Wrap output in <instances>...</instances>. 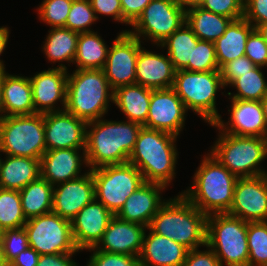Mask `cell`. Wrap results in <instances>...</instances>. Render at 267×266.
<instances>
[{
  "instance_id": "1",
  "label": "cell",
  "mask_w": 267,
  "mask_h": 266,
  "mask_svg": "<svg viewBox=\"0 0 267 266\" xmlns=\"http://www.w3.org/2000/svg\"><path fill=\"white\" fill-rule=\"evenodd\" d=\"M142 127L127 120L102 118L87 123L85 154L88 168L127 163Z\"/></svg>"
},
{
  "instance_id": "2",
  "label": "cell",
  "mask_w": 267,
  "mask_h": 266,
  "mask_svg": "<svg viewBox=\"0 0 267 266\" xmlns=\"http://www.w3.org/2000/svg\"><path fill=\"white\" fill-rule=\"evenodd\" d=\"M237 179L208 153L194 173L192 185L181 194L206 216L228 213Z\"/></svg>"
},
{
  "instance_id": "3",
  "label": "cell",
  "mask_w": 267,
  "mask_h": 266,
  "mask_svg": "<svg viewBox=\"0 0 267 266\" xmlns=\"http://www.w3.org/2000/svg\"><path fill=\"white\" fill-rule=\"evenodd\" d=\"M177 138L164 131L141 128L128 162L140 170L144 182L166 187L172 182L176 176Z\"/></svg>"
},
{
  "instance_id": "4",
  "label": "cell",
  "mask_w": 267,
  "mask_h": 266,
  "mask_svg": "<svg viewBox=\"0 0 267 266\" xmlns=\"http://www.w3.org/2000/svg\"><path fill=\"white\" fill-rule=\"evenodd\" d=\"M206 221L207 216L179 193L159 208L149 228L193 250L206 246Z\"/></svg>"
},
{
  "instance_id": "5",
  "label": "cell",
  "mask_w": 267,
  "mask_h": 266,
  "mask_svg": "<svg viewBox=\"0 0 267 266\" xmlns=\"http://www.w3.org/2000/svg\"><path fill=\"white\" fill-rule=\"evenodd\" d=\"M113 96L103 69H76L68 73L64 110L89 123L107 114Z\"/></svg>"
},
{
  "instance_id": "6",
  "label": "cell",
  "mask_w": 267,
  "mask_h": 266,
  "mask_svg": "<svg viewBox=\"0 0 267 266\" xmlns=\"http://www.w3.org/2000/svg\"><path fill=\"white\" fill-rule=\"evenodd\" d=\"M219 135L210 150L224 167L237 177L265 175L261 163L267 158V138L238 136L222 132L215 124Z\"/></svg>"
},
{
  "instance_id": "7",
  "label": "cell",
  "mask_w": 267,
  "mask_h": 266,
  "mask_svg": "<svg viewBox=\"0 0 267 266\" xmlns=\"http://www.w3.org/2000/svg\"><path fill=\"white\" fill-rule=\"evenodd\" d=\"M206 246L221 266H249L247 222L227 213L207 216Z\"/></svg>"
},
{
  "instance_id": "8",
  "label": "cell",
  "mask_w": 267,
  "mask_h": 266,
  "mask_svg": "<svg viewBox=\"0 0 267 266\" xmlns=\"http://www.w3.org/2000/svg\"><path fill=\"white\" fill-rule=\"evenodd\" d=\"M173 89L186 109L192 110L206 123L212 125L221 117L216 108V94L225 89L220 71H175Z\"/></svg>"
},
{
  "instance_id": "9",
  "label": "cell",
  "mask_w": 267,
  "mask_h": 266,
  "mask_svg": "<svg viewBox=\"0 0 267 266\" xmlns=\"http://www.w3.org/2000/svg\"><path fill=\"white\" fill-rule=\"evenodd\" d=\"M0 149L9 156L41 160L47 150L44 114L4 117L0 121Z\"/></svg>"
},
{
  "instance_id": "10",
  "label": "cell",
  "mask_w": 267,
  "mask_h": 266,
  "mask_svg": "<svg viewBox=\"0 0 267 266\" xmlns=\"http://www.w3.org/2000/svg\"><path fill=\"white\" fill-rule=\"evenodd\" d=\"M91 173L95 183V198L114 215L144 183L140 170L129 162L95 168Z\"/></svg>"
},
{
  "instance_id": "11",
  "label": "cell",
  "mask_w": 267,
  "mask_h": 266,
  "mask_svg": "<svg viewBox=\"0 0 267 266\" xmlns=\"http://www.w3.org/2000/svg\"><path fill=\"white\" fill-rule=\"evenodd\" d=\"M29 246L40 255L75 253L71 221L49 212L28 219L24 225Z\"/></svg>"
},
{
  "instance_id": "12",
  "label": "cell",
  "mask_w": 267,
  "mask_h": 266,
  "mask_svg": "<svg viewBox=\"0 0 267 266\" xmlns=\"http://www.w3.org/2000/svg\"><path fill=\"white\" fill-rule=\"evenodd\" d=\"M186 21V11L172 0H152L138 19L131 25L132 30H123L143 40H151L159 46ZM142 36V37H141Z\"/></svg>"
},
{
  "instance_id": "13",
  "label": "cell",
  "mask_w": 267,
  "mask_h": 266,
  "mask_svg": "<svg viewBox=\"0 0 267 266\" xmlns=\"http://www.w3.org/2000/svg\"><path fill=\"white\" fill-rule=\"evenodd\" d=\"M142 42L128 32H120L109 47L103 70L113 90L135 84L136 62Z\"/></svg>"
},
{
  "instance_id": "14",
  "label": "cell",
  "mask_w": 267,
  "mask_h": 266,
  "mask_svg": "<svg viewBox=\"0 0 267 266\" xmlns=\"http://www.w3.org/2000/svg\"><path fill=\"white\" fill-rule=\"evenodd\" d=\"M227 214L245 222L267 221V174L238 177Z\"/></svg>"
},
{
  "instance_id": "15",
  "label": "cell",
  "mask_w": 267,
  "mask_h": 266,
  "mask_svg": "<svg viewBox=\"0 0 267 266\" xmlns=\"http://www.w3.org/2000/svg\"><path fill=\"white\" fill-rule=\"evenodd\" d=\"M186 109L173 88L152 90L145 128L179 136L184 129Z\"/></svg>"
},
{
  "instance_id": "16",
  "label": "cell",
  "mask_w": 267,
  "mask_h": 266,
  "mask_svg": "<svg viewBox=\"0 0 267 266\" xmlns=\"http://www.w3.org/2000/svg\"><path fill=\"white\" fill-rule=\"evenodd\" d=\"M87 123L67 111L44 113L47 150L85 149Z\"/></svg>"
},
{
  "instance_id": "17",
  "label": "cell",
  "mask_w": 267,
  "mask_h": 266,
  "mask_svg": "<svg viewBox=\"0 0 267 266\" xmlns=\"http://www.w3.org/2000/svg\"><path fill=\"white\" fill-rule=\"evenodd\" d=\"M67 77L68 70L59 67L48 68L29 77L35 113L44 114L65 109ZM58 101L63 109L55 106Z\"/></svg>"
},
{
  "instance_id": "18",
  "label": "cell",
  "mask_w": 267,
  "mask_h": 266,
  "mask_svg": "<svg viewBox=\"0 0 267 266\" xmlns=\"http://www.w3.org/2000/svg\"><path fill=\"white\" fill-rule=\"evenodd\" d=\"M115 215L94 198L71 220L72 236L78 250L94 248Z\"/></svg>"
},
{
  "instance_id": "19",
  "label": "cell",
  "mask_w": 267,
  "mask_h": 266,
  "mask_svg": "<svg viewBox=\"0 0 267 266\" xmlns=\"http://www.w3.org/2000/svg\"><path fill=\"white\" fill-rule=\"evenodd\" d=\"M230 118L220 117L214 124L224 133L267 138V124L260 101L231 99Z\"/></svg>"
},
{
  "instance_id": "20",
  "label": "cell",
  "mask_w": 267,
  "mask_h": 266,
  "mask_svg": "<svg viewBox=\"0 0 267 266\" xmlns=\"http://www.w3.org/2000/svg\"><path fill=\"white\" fill-rule=\"evenodd\" d=\"M95 198V183L91 170L84 175L53 186L52 212L72 220Z\"/></svg>"
},
{
  "instance_id": "21",
  "label": "cell",
  "mask_w": 267,
  "mask_h": 266,
  "mask_svg": "<svg viewBox=\"0 0 267 266\" xmlns=\"http://www.w3.org/2000/svg\"><path fill=\"white\" fill-rule=\"evenodd\" d=\"M145 232L147 227L123 221L115 215L100 241L92 249L139 257Z\"/></svg>"
},
{
  "instance_id": "22",
  "label": "cell",
  "mask_w": 267,
  "mask_h": 266,
  "mask_svg": "<svg viewBox=\"0 0 267 266\" xmlns=\"http://www.w3.org/2000/svg\"><path fill=\"white\" fill-rule=\"evenodd\" d=\"M166 186L159 183L144 182L125 201L116 216L131 223L149 227L152 218L167 201L161 196Z\"/></svg>"
},
{
  "instance_id": "23",
  "label": "cell",
  "mask_w": 267,
  "mask_h": 266,
  "mask_svg": "<svg viewBox=\"0 0 267 266\" xmlns=\"http://www.w3.org/2000/svg\"><path fill=\"white\" fill-rule=\"evenodd\" d=\"M83 164L88 167L85 149L46 150L40 160L41 177L55 186L84 175Z\"/></svg>"
},
{
  "instance_id": "24",
  "label": "cell",
  "mask_w": 267,
  "mask_h": 266,
  "mask_svg": "<svg viewBox=\"0 0 267 266\" xmlns=\"http://www.w3.org/2000/svg\"><path fill=\"white\" fill-rule=\"evenodd\" d=\"M175 69L168 55L142 47L136 62L135 83L152 90L173 88Z\"/></svg>"
},
{
  "instance_id": "25",
  "label": "cell",
  "mask_w": 267,
  "mask_h": 266,
  "mask_svg": "<svg viewBox=\"0 0 267 266\" xmlns=\"http://www.w3.org/2000/svg\"><path fill=\"white\" fill-rule=\"evenodd\" d=\"M145 232L139 255L140 266H183L189 249L165 236Z\"/></svg>"
},
{
  "instance_id": "26",
  "label": "cell",
  "mask_w": 267,
  "mask_h": 266,
  "mask_svg": "<svg viewBox=\"0 0 267 266\" xmlns=\"http://www.w3.org/2000/svg\"><path fill=\"white\" fill-rule=\"evenodd\" d=\"M2 99L5 117L35 114L29 77L2 72Z\"/></svg>"
},
{
  "instance_id": "27",
  "label": "cell",
  "mask_w": 267,
  "mask_h": 266,
  "mask_svg": "<svg viewBox=\"0 0 267 266\" xmlns=\"http://www.w3.org/2000/svg\"><path fill=\"white\" fill-rule=\"evenodd\" d=\"M41 176L40 159L5 155L0 161V188L20 191Z\"/></svg>"
},
{
  "instance_id": "28",
  "label": "cell",
  "mask_w": 267,
  "mask_h": 266,
  "mask_svg": "<svg viewBox=\"0 0 267 266\" xmlns=\"http://www.w3.org/2000/svg\"><path fill=\"white\" fill-rule=\"evenodd\" d=\"M152 89L139 84L124 85L114 90L113 103L127 116V121L146 125Z\"/></svg>"
},
{
  "instance_id": "29",
  "label": "cell",
  "mask_w": 267,
  "mask_h": 266,
  "mask_svg": "<svg viewBox=\"0 0 267 266\" xmlns=\"http://www.w3.org/2000/svg\"><path fill=\"white\" fill-rule=\"evenodd\" d=\"M253 29L254 26L244 17L229 24L223 35L214 42L219 69L245 55L246 42Z\"/></svg>"
},
{
  "instance_id": "30",
  "label": "cell",
  "mask_w": 267,
  "mask_h": 266,
  "mask_svg": "<svg viewBox=\"0 0 267 266\" xmlns=\"http://www.w3.org/2000/svg\"><path fill=\"white\" fill-rule=\"evenodd\" d=\"M79 33L65 27L52 28L48 31L42 51L50 62L58 63L59 68L66 69L62 62H74Z\"/></svg>"
},
{
  "instance_id": "31",
  "label": "cell",
  "mask_w": 267,
  "mask_h": 266,
  "mask_svg": "<svg viewBox=\"0 0 267 266\" xmlns=\"http://www.w3.org/2000/svg\"><path fill=\"white\" fill-rule=\"evenodd\" d=\"M233 19L201 7L186 10V23L199 40L215 42L226 31Z\"/></svg>"
},
{
  "instance_id": "32",
  "label": "cell",
  "mask_w": 267,
  "mask_h": 266,
  "mask_svg": "<svg viewBox=\"0 0 267 266\" xmlns=\"http://www.w3.org/2000/svg\"><path fill=\"white\" fill-rule=\"evenodd\" d=\"M19 192L26 220L52 211L53 185L41 176Z\"/></svg>"
},
{
  "instance_id": "33",
  "label": "cell",
  "mask_w": 267,
  "mask_h": 266,
  "mask_svg": "<svg viewBox=\"0 0 267 266\" xmlns=\"http://www.w3.org/2000/svg\"><path fill=\"white\" fill-rule=\"evenodd\" d=\"M109 47L96 31L79 33L74 64L77 69H103Z\"/></svg>"
},
{
  "instance_id": "34",
  "label": "cell",
  "mask_w": 267,
  "mask_h": 266,
  "mask_svg": "<svg viewBox=\"0 0 267 266\" xmlns=\"http://www.w3.org/2000/svg\"><path fill=\"white\" fill-rule=\"evenodd\" d=\"M199 38L185 22L178 30H175L159 47L167 49V55L172 62L175 71H189L192 48L196 47Z\"/></svg>"
},
{
  "instance_id": "35",
  "label": "cell",
  "mask_w": 267,
  "mask_h": 266,
  "mask_svg": "<svg viewBox=\"0 0 267 266\" xmlns=\"http://www.w3.org/2000/svg\"><path fill=\"white\" fill-rule=\"evenodd\" d=\"M260 66L238 77L230 86L237 93L228 92L229 99L260 101L267 94V81Z\"/></svg>"
},
{
  "instance_id": "36",
  "label": "cell",
  "mask_w": 267,
  "mask_h": 266,
  "mask_svg": "<svg viewBox=\"0 0 267 266\" xmlns=\"http://www.w3.org/2000/svg\"><path fill=\"white\" fill-rule=\"evenodd\" d=\"M26 222L20 192L0 188V232L24 227Z\"/></svg>"
},
{
  "instance_id": "37",
  "label": "cell",
  "mask_w": 267,
  "mask_h": 266,
  "mask_svg": "<svg viewBox=\"0 0 267 266\" xmlns=\"http://www.w3.org/2000/svg\"><path fill=\"white\" fill-rule=\"evenodd\" d=\"M249 266H267V221L247 222Z\"/></svg>"
},
{
  "instance_id": "38",
  "label": "cell",
  "mask_w": 267,
  "mask_h": 266,
  "mask_svg": "<svg viewBox=\"0 0 267 266\" xmlns=\"http://www.w3.org/2000/svg\"><path fill=\"white\" fill-rule=\"evenodd\" d=\"M96 21L97 18L89 0H73L65 28L78 33L92 32L89 27Z\"/></svg>"
},
{
  "instance_id": "39",
  "label": "cell",
  "mask_w": 267,
  "mask_h": 266,
  "mask_svg": "<svg viewBox=\"0 0 267 266\" xmlns=\"http://www.w3.org/2000/svg\"><path fill=\"white\" fill-rule=\"evenodd\" d=\"M73 0H43L37 8L39 20L50 28L65 27Z\"/></svg>"
},
{
  "instance_id": "40",
  "label": "cell",
  "mask_w": 267,
  "mask_h": 266,
  "mask_svg": "<svg viewBox=\"0 0 267 266\" xmlns=\"http://www.w3.org/2000/svg\"><path fill=\"white\" fill-rule=\"evenodd\" d=\"M189 71H220L216 59L214 42L198 40L196 47L192 48L191 60H189Z\"/></svg>"
},
{
  "instance_id": "41",
  "label": "cell",
  "mask_w": 267,
  "mask_h": 266,
  "mask_svg": "<svg viewBox=\"0 0 267 266\" xmlns=\"http://www.w3.org/2000/svg\"><path fill=\"white\" fill-rule=\"evenodd\" d=\"M3 246V256L7 265L21 252L29 248V241L24 227L18 229H6L0 232Z\"/></svg>"
},
{
  "instance_id": "42",
  "label": "cell",
  "mask_w": 267,
  "mask_h": 266,
  "mask_svg": "<svg viewBox=\"0 0 267 266\" xmlns=\"http://www.w3.org/2000/svg\"><path fill=\"white\" fill-rule=\"evenodd\" d=\"M92 252L86 266H140L139 257L88 249Z\"/></svg>"
},
{
  "instance_id": "43",
  "label": "cell",
  "mask_w": 267,
  "mask_h": 266,
  "mask_svg": "<svg viewBox=\"0 0 267 266\" xmlns=\"http://www.w3.org/2000/svg\"><path fill=\"white\" fill-rule=\"evenodd\" d=\"M199 7L233 20L244 17V0H202Z\"/></svg>"
},
{
  "instance_id": "44",
  "label": "cell",
  "mask_w": 267,
  "mask_h": 266,
  "mask_svg": "<svg viewBox=\"0 0 267 266\" xmlns=\"http://www.w3.org/2000/svg\"><path fill=\"white\" fill-rule=\"evenodd\" d=\"M245 56L256 66L267 67V42L255 28L250 32L247 39Z\"/></svg>"
},
{
  "instance_id": "45",
  "label": "cell",
  "mask_w": 267,
  "mask_h": 266,
  "mask_svg": "<svg viewBox=\"0 0 267 266\" xmlns=\"http://www.w3.org/2000/svg\"><path fill=\"white\" fill-rule=\"evenodd\" d=\"M255 66L245 55L226 63L220 69L224 87L230 86L238 77L250 72Z\"/></svg>"
},
{
  "instance_id": "46",
  "label": "cell",
  "mask_w": 267,
  "mask_h": 266,
  "mask_svg": "<svg viewBox=\"0 0 267 266\" xmlns=\"http://www.w3.org/2000/svg\"><path fill=\"white\" fill-rule=\"evenodd\" d=\"M244 18L254 28L267 22V0H244Z\"/></svg>"
},
{
  "instance_id": "47",
  "label": "cell",
  "mask_w": 267,
  "mask_h": 266,
  "mask_svg": "<svg viewBox=\"0 0 267 266\" xmlns=\"http://www.w3.org/2000/svg\"><path fill=\"white\" fill-rule=\"evenodd\" d=\"M97 20L98 15L113 17L115 22L123 23V13L120 0H89Z\"/></svg>"
},
{
  "instance_id": "48",
  "label": "cell",
  "mask_w": 267,
  "mask_h": 266,
  "mask_svg": "<svg viewBox=\"0 0 267 266\" xmlns=\"http://www.w3.org/2000/svg\"><path fill=\"white\" fill-rule=\"evenodd\" d=\"M207 250H189L183 266H221L214 251L206 246Z\"/></svg>"
},
{
  "instance_id": "49",
  "label": "cell",
  "mask_w": 267,
  "mask_h": 266,
  "mask_svg": "<svg viewBox=\"0 0 267 266\" xmlns=\"http://www.w3.org/2000/svg\"><path fill=\"white\" fill-rule=\"evenodd\" d=\"M152 0H120L123 24L132 25Z\"/></svg>"
},
{
  "instance_id": "50",
  "label": "cell",
  "mask_w": 267,
  "mask_h": 266,
  "mask_svg": "<svg viewBox=\"0 0 267 266\" xmlns=\"http://www.w3.org/2000/svg\"><path fill=\"white\" fill-rule=\"evenodd\" d=\"M79 251L77 250L75 253L40 255L37 266H78L72 256Z\"/></svg>"
},
{
  "instance_id": "51",
  "label": "cell",
  "mask_w": 267,
  "mask_h": 266,
  "mask_svg": "<svg viewBox=\"0 0 267 266\" xmlns=\"http://www.w3.org/2000/svg\"><path fill=\"white\" fill-rule=\"evenodd\" d=\"M40 254L32 247L21 252L8 266H37Z\"/></svg>"
},
{
  "instance_id": "52",
  "label": "cell",
  "mask_w": 267,
  "mask_h": 266,
  "mask_svg": "<svg viewBox=\"0 0 267 266\" xmlns=\"http://www.w3.org/2000/svg\"><path fill=\"white\" fill-rule=\"evenodd\" d=\"M9 28L7 26H0V55L5 51L9 39ZM5 72V65L3 60L0 59V73Z\"/></svg>"
},
{
  "instance_id": "53",
  "label": "cell",
  "mask_w": 267,
  "mask_h": 266,
  "mask_svg": "<svg viewBox=\"0 0 267 266\" xmlns=\"http://www.w3.org/2000/svg\"><path fill=\"white\" fill-rule=\"evenodd\" d=\"M172 1L185 11L193 7H198L202 3V0H172Z\"/></svg>"
},
{
  "instance_id": "54",
  "label": "cell",
  "mask_w": 267,
  "mask_h": 266,
  "mask_svg": "<svg viewBox=\"0 0 267 266\" xmlns=\"http://www.w3.org/2000/svg\"><path fill=\"white\" fill-rule=\"evenodd\" d=\"M261 37L267 42V22L255 27Z\"/></svg>"
},
{
  "instance_id": "55",
  "label": "cell",
  "mask_w": 267,
  "mask_h": 266,
  "mask_svg": "<svg viewBox=\"0 0 267 266\" xmlns=\"http://www.w3.org/2000/svg\"><path fill=\"white\" fill-rule=\"evenodd\" d=\"M5 117L2 99V72L0 73V121Z\"/></svg>"
},
{
  "instance_id": "56",
  "label": "cell",
  "mask_w": 267,
  "mask_h": 266,
  "mask_svg": "<svg viewBox=\"0 0 267 266\" xmlns=\"http://www.w3.org/2000/svg\"><path fill=\"white\" fill-rule=\"evenodd\" d=\"M264 118L267 124V94L260 100Z\"/></svg>"
},
{
  "instance_id": "57",
  "label": "cell",
  "mask_w": 267,
  "mask_h": 266,
  "mask_svg": "<svg viewBox=\"0 0 267 266\" xmlns=\"http://www.w3.org/2000/svg\"><path fill=\"white\" fill-rule=\"evenodd\" d=\"M0 266H8L7 263L4 260V256H3V246H2V242L0 239Z\"/></svg>"
}]
</instances>
